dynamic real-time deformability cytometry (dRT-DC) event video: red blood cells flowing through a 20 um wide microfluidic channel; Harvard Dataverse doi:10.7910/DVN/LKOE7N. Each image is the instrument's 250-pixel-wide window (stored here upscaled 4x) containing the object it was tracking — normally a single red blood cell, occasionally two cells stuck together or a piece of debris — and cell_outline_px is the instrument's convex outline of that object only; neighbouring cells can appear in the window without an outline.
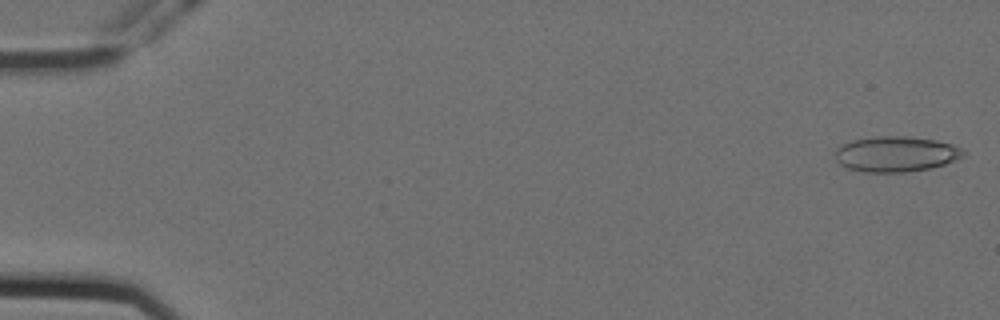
{"species": "Egyptian fruit bat (a non-hibernating species)", "species_latin": "Rousettus aegyptiacus", "temperature_condition": "cold", "stored_images_in_passage": 56, "camera_frame_rate_fps": 3000, "um_per_image_px": 0.085, "animal": {"sex": "female"}, "frame": {"image": 1, "passage_image": 1, "time_ms": 0.0, "image_size_px": [1000, 320], "cell_outline_px": [[968, 152], [964, 156], [956, 160], [932, 168], [908, 172], [864, 172], [848, 168], [840, 164], [836, 160], [836, 148], [840, 144], [852, 140], [876, 136], [908, 136], [936, 140], [952, 144], [964, 148]], "centroid_in_image_um": [76.19, 13.09], "position_along_channel_um": 8.8, "area_um2": 26.88}}
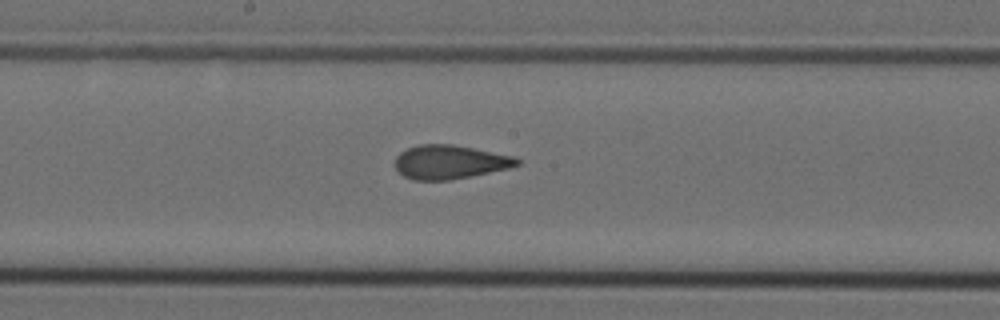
{"frame": {"image": 2, "passage_image": 30, "time_ms": 9.667, "image_size_px": [1000, 320], "cell_outline_px": [[520, 164], [508, 168], [448, 180], [412, 180], [404, 176], [392, 164], [396, 156], [400, 152], [408, 148], [420, 144], [452, 144], [516, 156], [520, 160]], "centroid_in_image_um": [38.2, 13.76], "position_along_channel_um": 210.0, "area_um2": 24.04}}
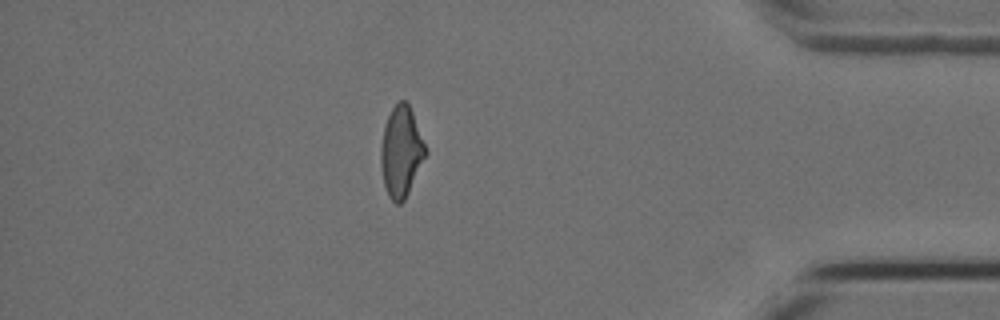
{"frame": {"image": 3, "passage_image": 49, "time_ms": 16.0, "image_size_px": [1000, 320], "cell_outline_px": [[428, 152], [404, 200], [400, 204], [396, 204], [388, 196], [384, 184], [380, 164], [380, 148], [384, 128], [388, 116], [392, 108], [400, 100], [404, 100], [408, 104], [412, 112]], "centroid_in_image_um": [34.09, 12.91], "position_along_channel_um": 401.1, "area_um2": 23.35}, "authors_computed_cell_mechanics": {"area_um2": 24.4494, "velocity_mm_per_s": 3.5813, "shape_relaxation_time_tau1_ms": 9.1659, "shape_relaxation_time_tau2_ms": 1.5519, "deformation_change_tau1": 0.2093, "deformation_change_tau2": 0.0969}}